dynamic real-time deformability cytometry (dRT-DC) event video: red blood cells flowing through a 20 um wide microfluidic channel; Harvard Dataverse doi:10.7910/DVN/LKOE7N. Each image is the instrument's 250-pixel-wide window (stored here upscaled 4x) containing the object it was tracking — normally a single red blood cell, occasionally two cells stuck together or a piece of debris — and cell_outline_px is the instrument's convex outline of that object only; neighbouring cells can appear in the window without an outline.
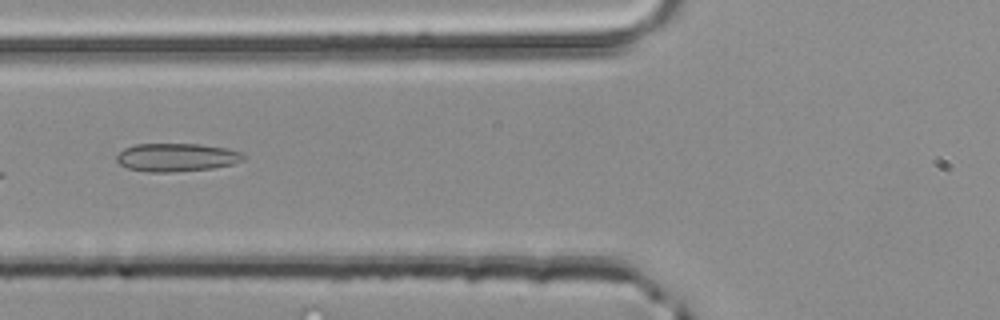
{"species": "common noctule bat (a hibernating species)", "species_latin": "Nyctalus noctula", "temperature_condition": "room temperature", "stored_images_in_passage": 3, "camera_frame_rate_fps": 3000, "um_per_image_px": 0.085, "animal": {"sex": "male", "body_mass_g": 20.4}, "frame": {"image": 1, "passage_image": 3, "time_ms": 0.667, "image_size_px": [1000, 320], "cell_outline_px": [[244, 160], [232, 164], [212, 168], [172, 172], [148, 172], [128, 168], [120, 164], [116, 160], [116, 156], [124, 148], [136, 144], [200, 144], [224, 148], [240, 152], [244, 156]], "centroid_in_image_um": [14.98, 13.38], "position_along_channel_um": 110.8, "area_um2": 20.69}}